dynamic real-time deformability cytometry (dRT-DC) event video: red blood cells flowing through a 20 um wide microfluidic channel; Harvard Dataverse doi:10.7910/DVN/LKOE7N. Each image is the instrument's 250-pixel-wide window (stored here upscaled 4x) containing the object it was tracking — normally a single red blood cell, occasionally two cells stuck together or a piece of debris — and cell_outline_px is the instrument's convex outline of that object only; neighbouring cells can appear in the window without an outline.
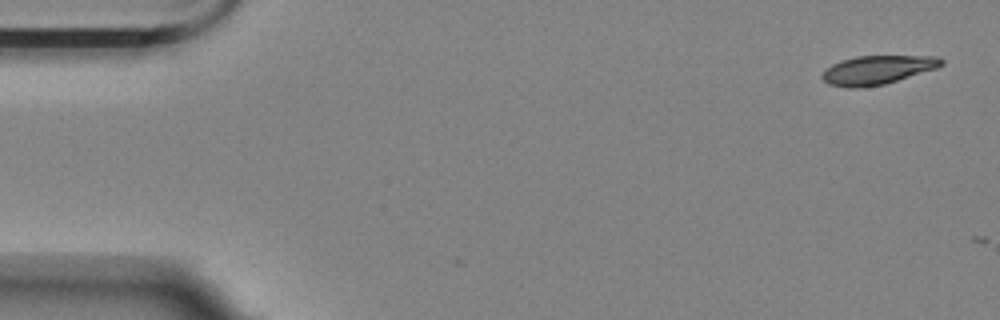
{"species": "Egyptian fruit bat (a non-hibernating species)", "species_latin": "Rousettus aegyptiacus", "temperature_condition": "room temperature", "stored_images_in_passage": 2, "camera_frame_rate_fps": 3000, "um_per_image_px": 0.085, "animal": {"sex": "female"}, "frame": {"image": 1, "passage_image": 2, "time_ms": 0.333, "image_size_px": [1000, 320], "cell_outline_px": [[944, 64], [936, 68], [884, 84], [860, 88], [848, 88], [828, 84], [820, 76], [832, 64], [840, 60], [856, 56], [940, 56], [944, 60]], "centroid_in_image_um": [74.57, 5.94], "position_along_channel_um": 10.4, "area_um2": 19.94}}